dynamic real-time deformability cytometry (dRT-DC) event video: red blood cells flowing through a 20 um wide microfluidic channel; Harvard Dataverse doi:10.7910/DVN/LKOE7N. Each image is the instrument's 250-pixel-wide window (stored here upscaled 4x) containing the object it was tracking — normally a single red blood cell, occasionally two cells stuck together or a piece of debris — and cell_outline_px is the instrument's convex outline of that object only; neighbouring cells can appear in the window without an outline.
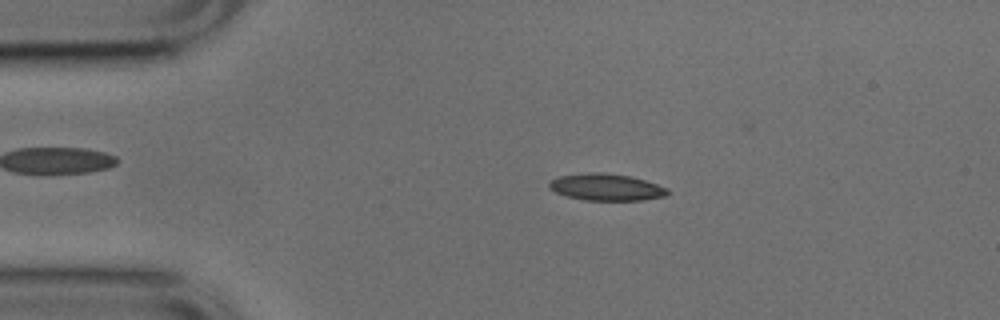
{"species": "common noctule bat (a hibernating species)", "species_latin": "Nyctalus noctula", "temperature_condition": "cold", "stored_images_in_passage": 50, "camera_frame_rate_fps": 3000, "um_per_image_px": 0.085, "animal": {"sex": "male", "body_mass_g": 17.9, "forearm_length_mm": 54.2}, "frame": {"image": 1, "passage_image": 9, "time_ms": 2.667, "image_size_px": [1000, 320], "cell_outline_px": [[668, 196], [644, 200], [584, 200], [568, 196], [556, 192], [548, 188], [548, 184], [552, 180], [560, 176], [592, 172], [604, 172], [632, 176], [668, 188]], "centroid_in_image_um": [51.56, 15.91], "position_along_channel_um": 33.4, "area_um2": 18.5}}
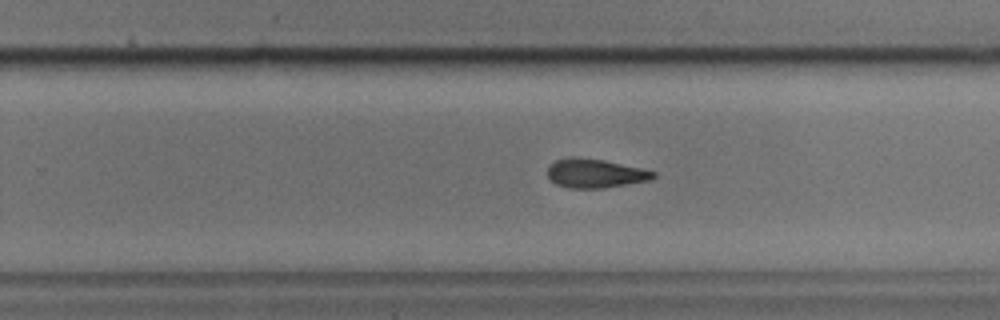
{"frame": {"image": 2, "passage_image": 31, "time_ms": 10.0, "image_size_px": [1000, 320], "cell_outline_px": [[656, 176], [652, 180], [604, 188], [568, 188], [556, 184], [548, 176], [548, 168], [556, 160], [568, 156], [572, 156], [604, 160], [640, 168], [656, 172]], "centroid_in_image_um": [50.6, 14.73], "position_along_channel_um": 279.2, "area_um2": 17.86}}
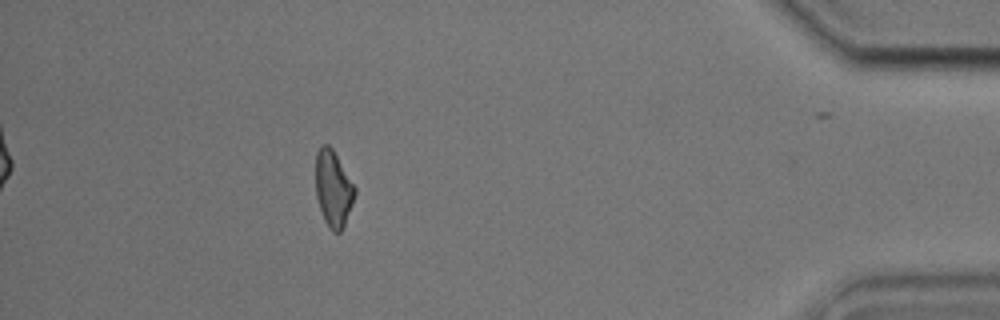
{"frame": {"image": 3, "passage_image": 45, "time_ms": 14.667, "image_size_px": [1000, 320], "cell_outline_px": [[356, 192], [352, 204], [344, 224], [340, 232], [332, 232], [328, 228], [324, 220], [316, 196], [316, 152], [320, 144], [328, 144], [332, 148], [356, 188]], "centroid_in_image_um": [28.31, 16.02], "position_along_channel_um": 406.9, "area_um2": 17.28}, "authors_computed_cell_mechanics": {"area_um2": 18.1492, "velocity_mm_per_s": 3.8552, "shape_relaxation_time_tau1_ms": 4.3249, "shape_relaxation_time_tau2_ms": 5.8509, "deformation_change_tau1": 0.118, "deformation_change_tau2": 0.1516}}